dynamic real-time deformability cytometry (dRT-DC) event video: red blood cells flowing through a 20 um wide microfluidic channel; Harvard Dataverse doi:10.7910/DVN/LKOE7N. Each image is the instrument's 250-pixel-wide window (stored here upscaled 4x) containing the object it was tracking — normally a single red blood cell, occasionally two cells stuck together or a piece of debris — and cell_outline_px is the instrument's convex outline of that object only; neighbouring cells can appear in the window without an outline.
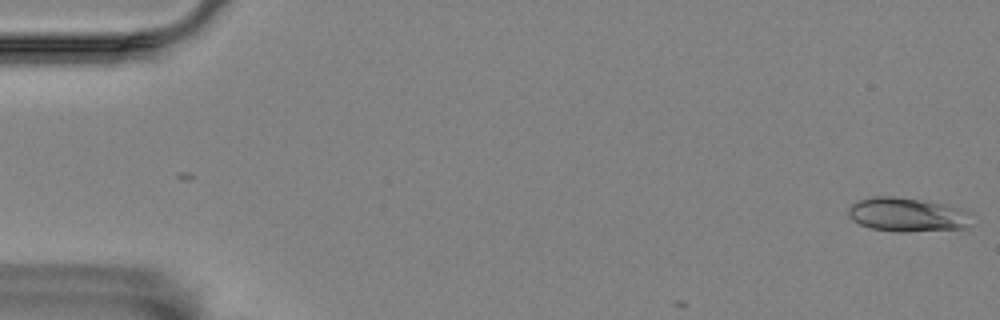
{"species": "Egyptian fruit bat (a non-hibernating species)", "species_latin": "Rousettus aegyptiacus", "temperature_condition": "room temperature", "stored_images_in_passage": 8, "camera_frame_rate_fps": 3000, "um_per_image_px": 0.085, "animal": {"sex": "female"}, "frame": {"image": 1, "passage_image": 1, "time_ms": 0.0, "image_size_px": [1000, 320], "cell_outline_px": [[972, 228], [908, 232], [896, 232], [872, 228], [860, 224], [852, 220], [848, 216], [848, 208], [852, 204], [860, 200], [872, 196], [892, 196], [940, 204], [956, 208], [968, 212]], "centroid_in_image_um": [77.09, 18.28], "position_along_channel_um": 7.9, "area_um2": 24.22}}
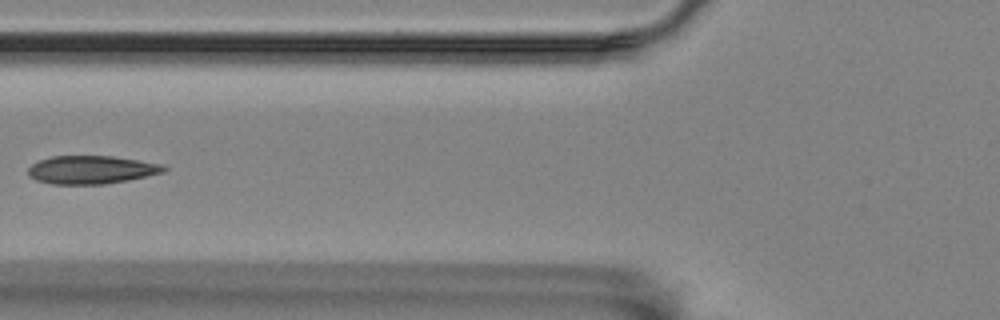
{"frame": {"image": 2, "passage_image": 7, "time_ms": 2.0, "image_size_px": [1000, 320], "cell_outline_px": [[168, 168], [164, 172], [128, 180], [104, 184], [52, 184], [36, 180], [28, 176], [28, 168], [32, 164], [40, 160], [52, 156], [112, 156], [164, 164]], "centroid_in_image_um": [7.77, 14.43], "position_along_channel_um": 118.0, "area_um2": 22.31}}
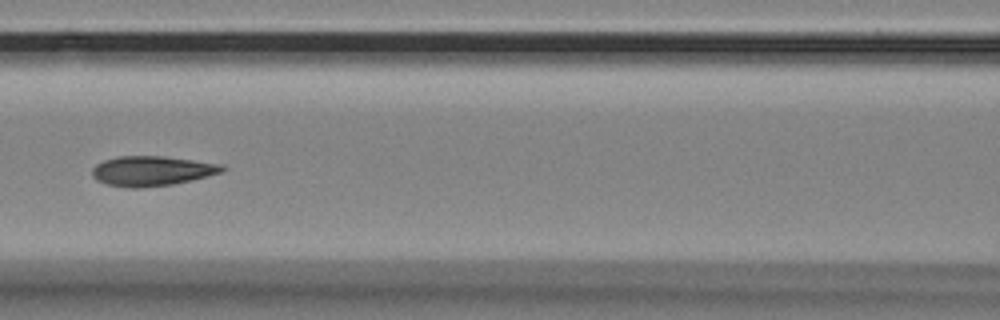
{"frame": {"image": 3, "passage_image": 8, "time_ms": 2.333, "image_size_px": [1000, 320], "cell_outline_px": [[228, 168], [220, 172], [172, 184], [140, 188], [132, 188], [108, 184], [96, 180], [92, 176], [92, 168], [96, 164], [104, 160], [116, 156], [164, 156], [224, 164]], "centroid_in_image_um": [12.88, 14.51], "position_along_channel_um": 153.7, "area_um2": 22.48}}